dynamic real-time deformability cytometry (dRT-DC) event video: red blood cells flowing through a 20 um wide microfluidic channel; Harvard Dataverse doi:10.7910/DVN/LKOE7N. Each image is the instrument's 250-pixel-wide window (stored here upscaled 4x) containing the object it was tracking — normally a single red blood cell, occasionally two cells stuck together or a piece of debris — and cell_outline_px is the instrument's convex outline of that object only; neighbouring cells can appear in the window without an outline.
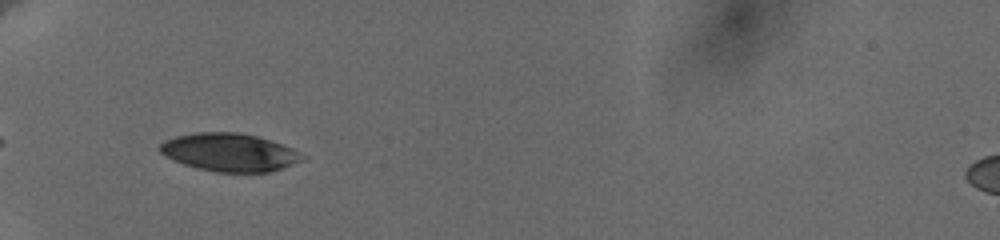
{"species": "human", "species_latin": "Homo sapiens", "temperature_condition": "cold", "stored_images_in_passage": 66, "camera_frame_rate_fps": 3000, "um_per_image_px": 0.085, "donor": {"sex": "female"}, "frame": {"image": 1, "passage_image": 1, "time_ms": 0.0, "image_size_px": [1000, 240], "cell_outline_px": [[308, 156], [304, 160], [268, 172], [216, 172], [196, 168], [184, 164], [160, 152], [160, 144], [164, 140], [176, 136], [196, 132], [236, 132], [256, 136], [292, 148]], "centroid_in_image_um": [19.52, 12.95], "position_along_channel_um": 65.5, "area_um2": 31.27}}
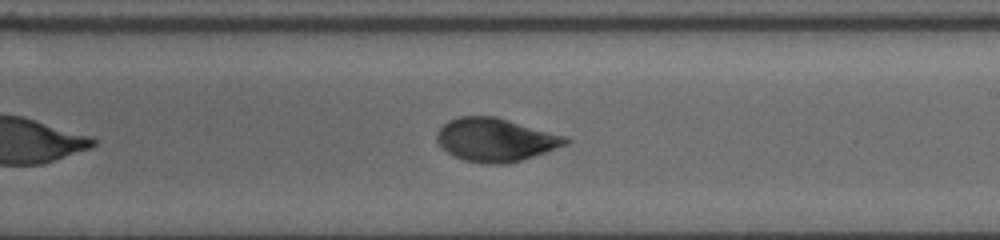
{"frame": {"image": 2, "passage_image": 35, "time_ms": 5.333, "image_size_px": [1000, 240], "cell_outline_px": [[572, 140], [568, 144], [520, 160], [504, 164], [488, 164], [464, 160], [452, 156], [436, 140], [436, 132], [448, 120], [460, 116], [496, 116], [568, 136]], "centroid_in_image_um": [42.13, 11.86], "position_along_channel_um": 246.9, "area_um2": 32.54}}
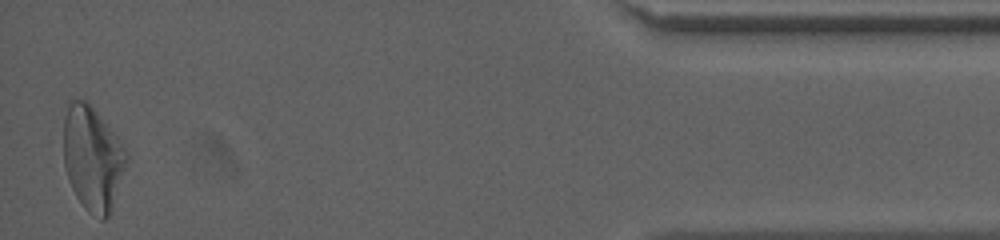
{"frame": {"image": 3, "passage_image": 64, "time_ms": 12.0, "image_size_px": [1000, 240], "cell_outline_px": [[128, 160], [112, 212], [104, 220], [100, 220], [88, 212], [84, 208], [76, 196], [72, 188], [64, 168], [64, 116], [68, 100], [84, 100], [96, 112], [116, 136], [124, 148], [128, 156]], "centroid_in_image_um": [7.87, 13.51], "position_along_channel_um": 427.3, "area_um2": 38.26}, "authors_computed_cell_mechanics": {"area_um2": 32.3391, "velocity_mm_per_s": 3.6356, "shape_relaxation_time_tau1_ms": 4.4176, "shape_relaxation_time_tau2_ms": 1.5018, "deformation_change_tau1": 0.1489, "deformation_change_tau2": 0.0642}}